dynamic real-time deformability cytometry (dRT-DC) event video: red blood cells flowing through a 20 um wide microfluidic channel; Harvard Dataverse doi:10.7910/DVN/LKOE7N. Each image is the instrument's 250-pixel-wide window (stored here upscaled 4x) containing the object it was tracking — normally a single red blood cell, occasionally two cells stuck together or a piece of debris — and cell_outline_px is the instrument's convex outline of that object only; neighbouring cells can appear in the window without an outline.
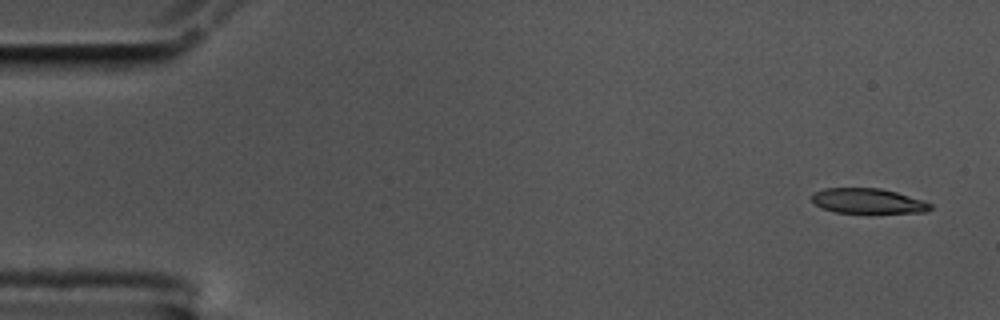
{"species": "common noctule bat (a hibernating species)", "species_latin": "Nyctalus noctula", "temperature_condition": "cold", "stored_images_in_passage": 28, "camera_frame_rate_fps": 3000, "um_per_image_px": 0.085, "animal": {"sex": "male", "body_mass_g": 17.5, "forearm_length_mm": 52.3}, "frame": {"image": 1, "passage_image": 1, "time_ms": 0.0, "image_size_px": [1000, 320], "cell_outline_px": [[932, 208], [924, 212], [836, 212], [824, 208], [816, 204], [812, 200], [812, 192], [824, 188], [880, 188], [896, 192], [932, 204]], "centroid_in_image_um": [73.73, 17.06], "position_along_channel_um": 11.3, "area_um2": 16.88}}
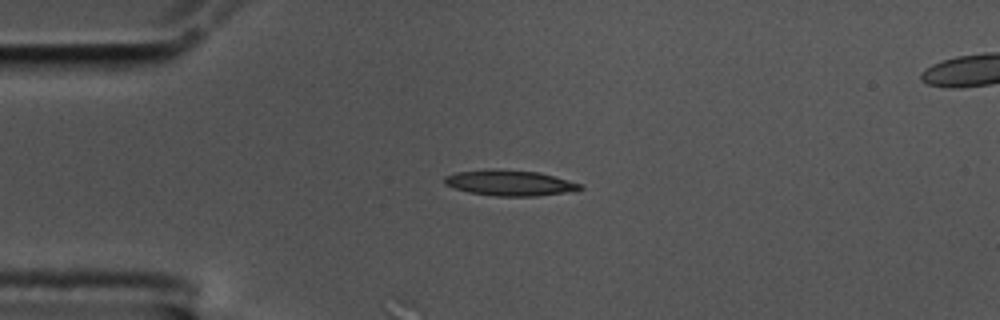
{"frame": {"image": 2, "passage_image": 12, "time_ms": 3.667, "image_size_px": [1000, 320], "cell_outline_px": [[584, 188], [576, 192], [536, 196], [496, 196], [468, 192], [444, 184], [444, 176], [456, 172], [492, 168], [540, 172], [580, 184]], "centroid_in_image_um": [43.35, 15.55], "position_along_channel_um": 41.7, "area_um2": 20.46}}